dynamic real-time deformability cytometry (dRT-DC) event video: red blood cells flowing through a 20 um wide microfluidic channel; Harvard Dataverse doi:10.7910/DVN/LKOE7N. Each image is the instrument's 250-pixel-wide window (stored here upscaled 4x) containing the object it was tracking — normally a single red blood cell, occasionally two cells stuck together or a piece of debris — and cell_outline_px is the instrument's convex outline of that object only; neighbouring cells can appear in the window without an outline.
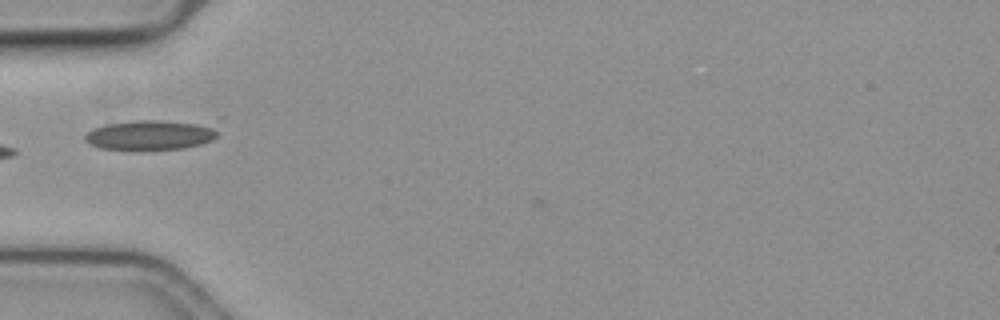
{"species": "common noctule bat (a hibernating species)", "species_latin": "Nyctalus noctula", "temperature_condition": "cold", "stored_images_in_passage": 2, "camera_frame_rate_fps": 3000, "um_per_image_px": 0.085, "animal": {"sex": "female", "body_mass_g": 19.3, "forearm_length_mm": 54.1}, "frame": {"image": 1, "passage_image": 1, "time_ms": 0.0, "image_size_px": [1000, 320], "cell_outline_px": [[216, 136], [212, 140], [200, 144], [184, 148], [100, 148], [84, 140], [84, 136], [92, 128], [104, 124], [132, 120], [160, 120], [216, 124]], "centroid_in_image_um": [12.81, 11.43], "position_along_channel_um": 72.2, "area_um2": 22.77}}